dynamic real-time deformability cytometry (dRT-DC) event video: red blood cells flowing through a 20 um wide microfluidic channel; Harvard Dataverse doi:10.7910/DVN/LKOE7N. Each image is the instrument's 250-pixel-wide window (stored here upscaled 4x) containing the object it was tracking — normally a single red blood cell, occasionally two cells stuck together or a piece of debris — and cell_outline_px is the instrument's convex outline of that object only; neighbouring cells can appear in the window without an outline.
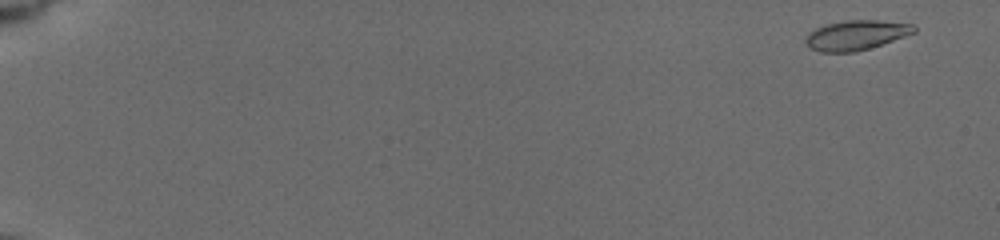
{"species": "common noctule bat (a hibernating species)", "species_latin": "Nyctalus noctula", "temperature_condition": "cold", "stored_images_in_passage": 56, "camera_frame_rate_fps": 3000, "um_per_image_px": 0.085, "animal": {"sex": "female", "body_mass_g": 19.5, "forearm_length_mm": 54.1}, "frame": {"image": 1, "passage_image": 2, "time_ms": 0.333, "image_size_px": [1000, 240], "cell_outline_px": [[916, 32], [868, 48], [852, 52], [820, 52], [808, 48], [804, 40], [816, 28], [824, 24], [844, 20], [880, 20], [912, 24], [916, 28]], "centroid_in_image_um": [72.74, 2.98], "position_along_channel_um": 12.3, "area_um2": 18.61}}
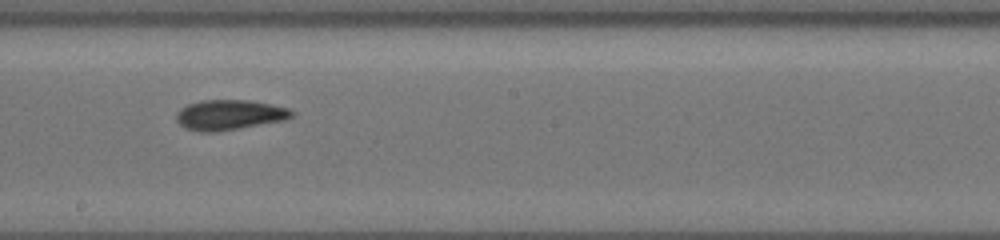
{"frame": {"image": 2, "passage_image": 34, "time_ms": 11.0, "image_size_px": [1000, 240], "cell_outline_px": [[296, 112], [292, 116], [284, 120], [216, 132], [200, 132], [188, 128], [180, 124], [176, 120], [176, 116], [180, 108], [188, 104], [200, 100], [248, 100], [288, 108]], "centroid_in_image_um": [19.48, 9.76], "position_along_channel_um": 228.7, "area_um2": 20.06}}
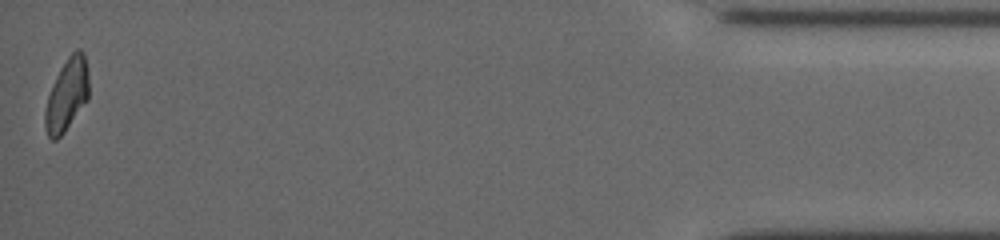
{"frame": {"image": 3, "passage_image": 56, "time_ms": 18.333, "image_size_px": [1000, 240], "cell_outline_px": [[88, 100], [64, 132], [56, 140], [52, 140], [48, 136], [44, 128], [44, 112], [48, 96], [56, 76], [60, 68], [68, 56], [76, 48], [80, 48], [84, 52], [88, 72]], "centroid_in_image_um": [5.68, 8.05], "position_along_channel_um": 429.5, "area_um2": 18.55}, "authors_computed_cell_mechanics": {"area_um2": 18.9873, "velocity_mm_per_s": 3.7569, "shape_relaxation_time_tau1_ms": 4.0904, "shape_relaxation_time_tau2_ms": 3.0679, "deformation_change_tau1": 0.1375, "deformation_change_tau2": 0.0944}}